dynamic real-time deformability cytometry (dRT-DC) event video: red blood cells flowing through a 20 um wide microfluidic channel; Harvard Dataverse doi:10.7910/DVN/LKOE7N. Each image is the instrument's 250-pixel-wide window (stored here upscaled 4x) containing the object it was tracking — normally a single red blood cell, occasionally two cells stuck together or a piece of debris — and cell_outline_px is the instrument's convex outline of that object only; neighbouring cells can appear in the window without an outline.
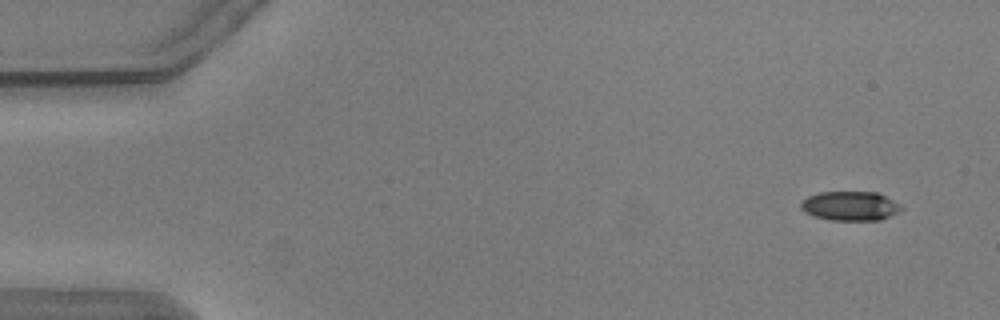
{"species": "common noctule bat (a hibernating species)", "species_latin": "Nyctalus noctula", "temperature_condition": "warm", "stored_images_in_passage": 40, "camera_frame_rate_fps": 3000, "um_per_image_px": 0.085, "animal": {"sex": "male", "body_mass_g": 20.5, "forearm_length_mm": 52.5}, "frame": {"image": 1, "passage_image": 4, "time_ms": 1.0, "image_size_px": [1000, 320], "cell_outline_px": [[904, 208], [880, 220], [828, 220], [812, 216], [804, 212], [800, 208], [800, 204], [808, 196], [820, 192], [876, 192], [900, 204]], "centroid_in_image_um": [72.22, 17.51], "position_along_channel_um": 12.8, "area_um2": 17.05}}
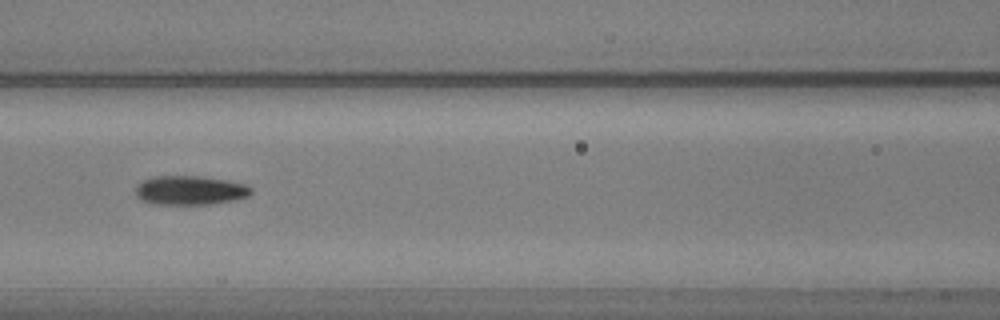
{"frame": {"image": 2, "passage_image": 25, "time_ms": 8.0, "image_size_px": [1000, 320], "cell_outline_px": [[252, 192], [248, 196], [236, 200], [212, 204], [152, 204], [140, 200], [136, 196], [136, 184], [152, 176], [204, 176], [244, 184], [252, 188]], "centroid_in_image_um": [16.13, 16.18], "position_along_channel_um": 150.5, "area_um2": 19.77}}
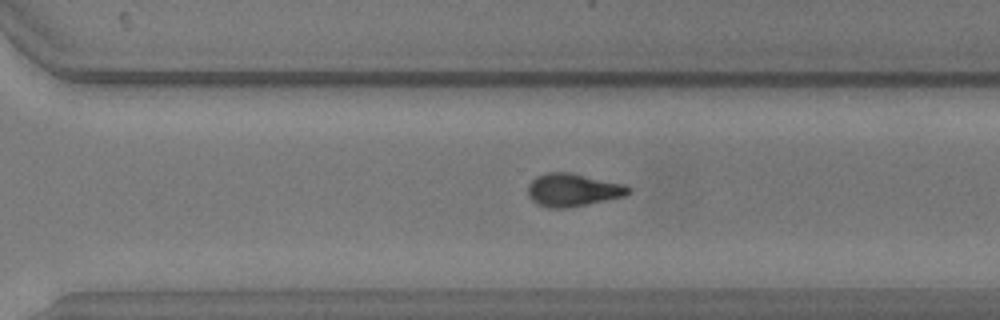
{"frame": {"image": 3, "passage_image": 39, "time_ms": 12.667, "image_size_px": [1000, 320], "cell_outline_px": [[632, 192], [624, 196], [568, 208], [548, 208], [536, 204], [528, 196], [528, 184], [536, 176], [544, 172], [572, 172], [628, 184], [632, 188]], "centroid_in_image_um": [48.72, 16.13], "position_along_channel_um": 321.9, "area_um2": 19.77}}